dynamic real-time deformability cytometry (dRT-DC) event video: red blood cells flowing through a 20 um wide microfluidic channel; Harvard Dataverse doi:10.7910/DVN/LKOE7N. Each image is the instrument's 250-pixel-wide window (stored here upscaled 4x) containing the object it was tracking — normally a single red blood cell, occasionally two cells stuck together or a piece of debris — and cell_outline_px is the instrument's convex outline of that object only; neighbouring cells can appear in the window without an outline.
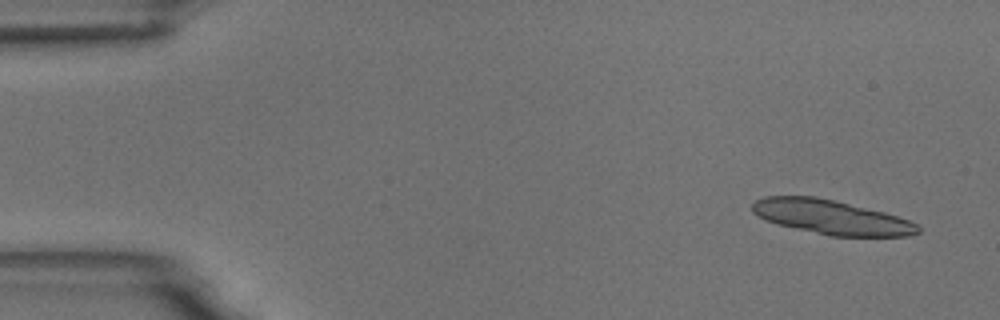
{"species": "common noctule bat (a hibernating species)", "species_latin": "Nyctalus noctula", "temperature_condition": "room temperature", "stored_images_in_passage": 9, "camera_frame_rate_fps": 3000, "um_per_image_px": 0.085, "animal": {"sex": "male", "body_mass_g": 18.8}, "frame": {"image": 1, "passage_image": 1, "time_ms": 0.0, "image_size_px": [1000, 320], "cell_outline_px": [[920, 232], [908, 236], [828, 236], [776, 224], [764, 220], [752, 212], [752, 204], [756, 200], [764, 196], [816, 196], [884, 212], [908, 220], [916, 224], [920, 228]], "centroid_in_image_um": [70.61, 18.46], "position_along_channel_um": 14.4, "area_um2": 33.12}}